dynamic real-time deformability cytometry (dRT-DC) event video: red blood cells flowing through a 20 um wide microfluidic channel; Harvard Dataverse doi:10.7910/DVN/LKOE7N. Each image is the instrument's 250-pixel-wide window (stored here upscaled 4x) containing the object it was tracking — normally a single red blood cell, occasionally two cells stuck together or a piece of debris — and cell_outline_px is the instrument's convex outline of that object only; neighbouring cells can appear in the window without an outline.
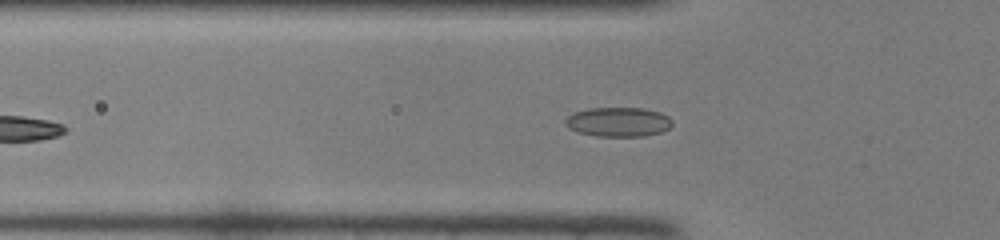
{"species": "common noctule bat (a hibernating species)", "species_latin": "Nyctalus noctula", "temperature_condition": "room temperature", "stored_images_in_passage": 39, "camera_frame_rate_fps": 3000, "um_per_image_px": 0.085, "animal": {"sex": "female", "body_mass_g": 22.0, "forearm_length_mm": 56.7}, "frame": {"image": 1, "passage_image": 10, "time_ms": 3.0, "image_size_px": [1000, 240], "cell_outline_px": [[672, 124], [668, 128], [660, 132], [644, 136], [596, 136], [576, 132], [568, 128], [564, 124], [564, 120], [572, 112], [588, 108], [644, 108], [660, 112], [668, 116], [672, 120]], "centroid_in_image_um": [52.51, 10.36], "position_along_channel_um": 73.3, "area_um2": 18.5}}
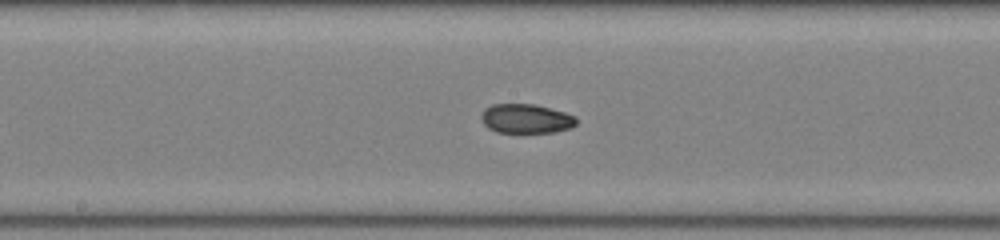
{"frame": {"image": 2, "passage_image": 19, "time_ms": 6.0, "image_size_px": [1000, 240], "cell_outline_px": [[576, 124], [572, 128], [556, 132], [496, 132], [488, 128], [484, 124], [480, 116], [484, 108], [492, 104], [536, 104], [564, 112], [576, 116]], "centroid_in_image_um": [44.71, 10.08], "position_along_channel_um": 203.5, "area_um2": 16.36}}
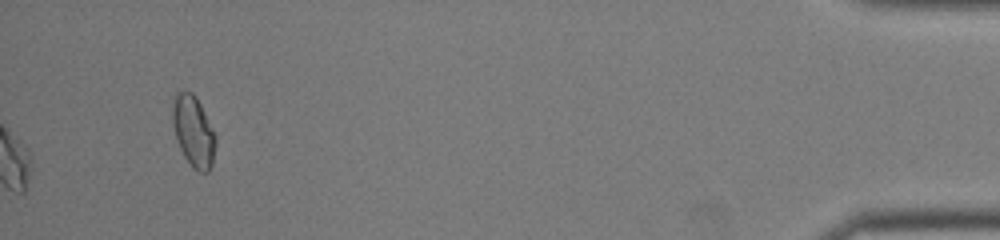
{"frame": {"image": 3, "passage_image": 39, "time_ms": 12.667, "image_size_px": [1000, 240], "cell_outline_px": [[216, 144], [212, 164], [208, 172], [200, 172], [192, 168], [184, 156], [176, 140], [172, 120], [172, 96], [176, 92], [192, 92], [196, 96], [216, 136]], "centroid_in_image_um": [16.42, 11.16], "position_along_channel_um": 418.8, "area_um2": 17.92}}